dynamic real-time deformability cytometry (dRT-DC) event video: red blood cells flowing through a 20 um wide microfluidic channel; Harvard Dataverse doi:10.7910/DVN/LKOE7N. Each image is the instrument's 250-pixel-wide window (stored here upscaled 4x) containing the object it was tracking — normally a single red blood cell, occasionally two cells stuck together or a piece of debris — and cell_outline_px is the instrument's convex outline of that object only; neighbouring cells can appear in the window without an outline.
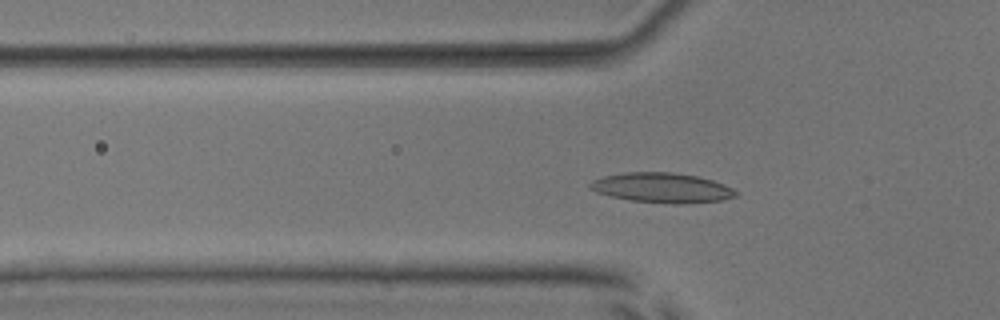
{"species": "common noctule bat (a hibernating species)", "species_latin": "Nyctalus noctula", "temperature_condition": "room temperature", "stored_images_in_passage": 41, "camera_frame_rate_fps": 3000, "um_per_image_px": 0.085, "animal": {"sex": "male", "body_mass_g": 17.9, "forearm_length_mm": 54.2}, "frame": {"image": 1, "passage_image": 6, "time_ms": 1.667, "image_size_px": [1000, 320], "cell_outline_px": [[740, 192], [736, 196], [720, 200], [684, 204], [672, 204], [632, 200], [612, 196], [596, 192], [588, 188], [588, 184], [592, 180], [604, 176], [624, 172], [672, 172], [696, 176], [712, 180], [724, 184]], "centroid_in_image_um": [56.27, 15.96], "position_along_channel_um": 69.5, "area_um2": 25.37}}
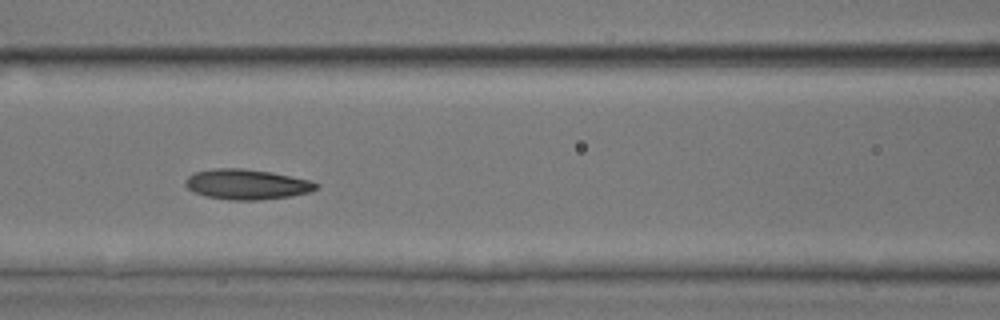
{"frame": {"image": 2, "passage_image": 12, "time_ms": 3.667, "image_size_px": [1000, 320], "cell_outline_px": [[320, 184], [316, 188], [308, 192], [288, 196], [260, 200], [228, 200], [208, 196], [196, 192], [188, 188], [184, 184], [184, 180], [192, 172], [212, 168], [244, 168], [272, 172], [312, 180]], "centroid_in_image_um": [20.96, 15.65], "position_along_channel_um": 145.6, "area_um2": 23.12}}
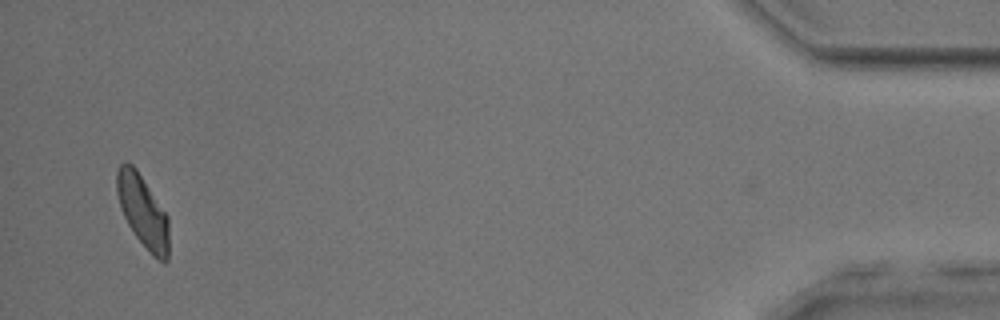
{"frame": {"image": 3, "passage_image": 40, "time_ms": 13.0, "image_size_px": [1000, 320], "cell_outline_px": [[168, 260], [164, 264], [152, 256], [136, 236], [128, 224], [120, 208], [116, 192], [116, 172], [120, 164], [124, 160], [132, 164], [136, 168], [168, 216]], "centroid_in_image_um": [12.12, 17.95], "position_along_channel_um": 423.1, "area_um2": 22.02}}